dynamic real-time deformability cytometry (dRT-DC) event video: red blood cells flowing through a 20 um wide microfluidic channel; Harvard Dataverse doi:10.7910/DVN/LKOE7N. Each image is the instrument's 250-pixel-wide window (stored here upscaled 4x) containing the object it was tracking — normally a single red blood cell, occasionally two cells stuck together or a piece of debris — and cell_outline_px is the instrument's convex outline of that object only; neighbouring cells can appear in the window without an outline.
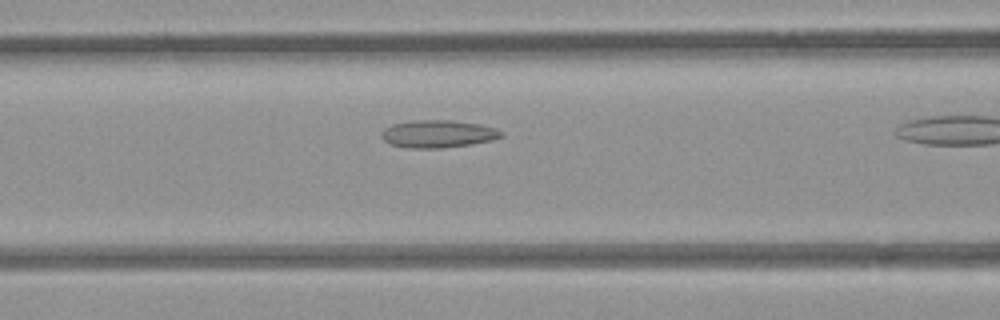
{"species": "common noctule bat (a hibernating species)", "species_latin": "Nyctalus noctula", "temperature_condition": "room temperature", "stored_images_in_passage": 26, "camera_frame_rate_fps": 3000, "um_per_image_px": 0.085, "animal": {"sex": "female", "body_mass_g": 21.9}, "frame": {"image": 1, "passage_image": 12, "time_ms": 3.667, "image_size_px": [1000, 320], "cell_outline_px": [[504, 136], [492, 140], [468, 144], [440, 148], [408, 148], [392, 144], [384, 140], [380, 136], [380, 132], [384, 128], [392, 124], [416, 120], [452, 120], [480, 124], [496, 128], [504, 132]], "centroid_in_image_um": [37.23, 11.37], "position_along_channel_um": 129.4, "area_um2": 19.25}}
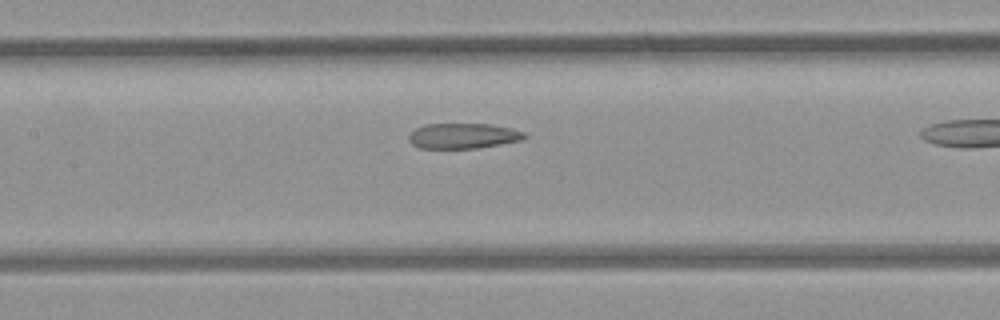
{"frame": {"image": 2, "passage_image": 15, "time_ms": 4.667, "image_size_px": [1000, 320], "cell_outline_px": [[528, 136], [520, 140], [476, 148], [420, 148], [412, 144], [408, 140], [408, 136], [416, 128], [424, 124], [492, 124], [512, 128], [524, 132]], "centroid_in_image_um": [39.35, 11.54], "position_along_channel_um": 168.0, "area_um2": 16.99}}